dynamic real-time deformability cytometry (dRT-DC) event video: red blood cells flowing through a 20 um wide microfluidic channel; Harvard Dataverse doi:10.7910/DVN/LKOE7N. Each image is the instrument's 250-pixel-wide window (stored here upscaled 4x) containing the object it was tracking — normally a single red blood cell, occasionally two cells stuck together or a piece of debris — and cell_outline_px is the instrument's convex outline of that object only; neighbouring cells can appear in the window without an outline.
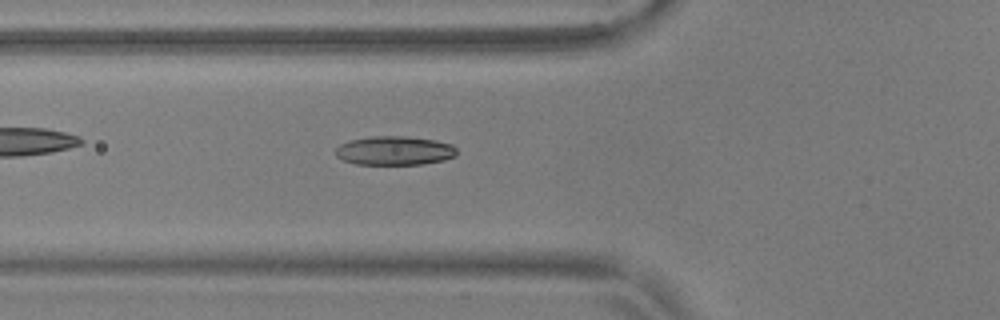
{"species": "common noctule bat (a hibernating species)", "species_latin": "Nyctalus noctula", "temperature_condition": "warm", "stored_images_in_passage": 54, "camera_frame_rate_fps": 3000, "um_per_image_px": 0.085, "animal": {"sex": "male", "body_mass_g": 17.9, "forearm_length_mm": 54.2}, "frame": {"image": 1, "passage_image": 20, "time_ms": 6.333, "image_size_px": [1000, 320], "cell_outline_px": [[456, 156], [444, 160], [424, 164], [356, 164], [344, 160], [336, 156], [336, 148], [340, 144], [348, 140], [372, 136], [408, 136], [436, 140], [452, 144], [456, 148]], "centroid_in_image_um": [33.55, 12.79], "position_along_channel_um": 92.3, "area_um2": 20.58}}
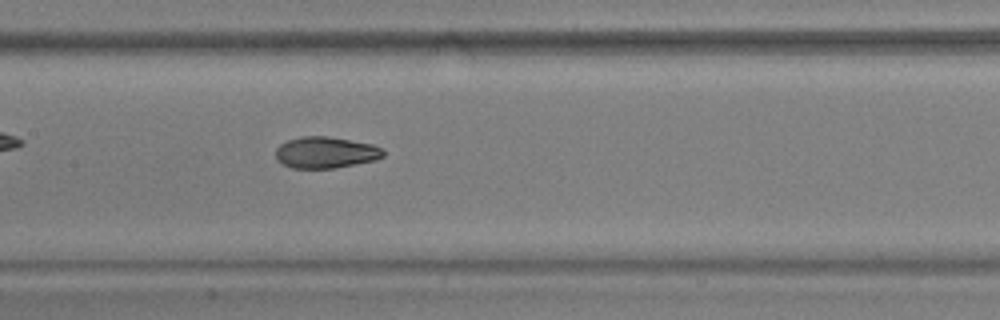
{"frame": {"image": 2, "passage_image": 27, "time_ms": 8.667, "image_size_px": [1000, 320], "cell_outline_px": [[384, 156], [376, 160], [336, 168], [292, 168], [284, 164], [276, 156], [276, 148], [280, 144], [288, 140], [300, 136], [328, 136], [372, 144], [380, 148], [384, 152]], "centroid_in_image_um": [27.69, 12.96], "position_along_channel_um": 179.7, "area_um2": 19.59}}
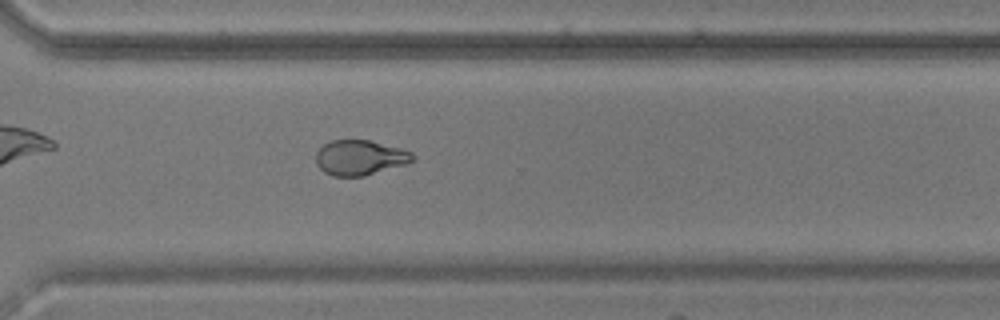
{"frame": {"image": 3, "passage_image": 40, "time_ms": 13.0, "image_size_px": [1000, 320], "cell_outline_px": [[416, 160], [404, 164], [364, 176], [332, 176], [324, 172], [316, 164], [316, 152], [324, 144], [332, 140], [368, 140], [400, 148], [412, 152], [416, 156]], "centroid_in_image_um": [30.59, 13.4], "position_along_channel_um": 340.0, "area_um2": 19.71}, "authors_computed_cell_mechanics": {"area_um2": 20.2589, "velocity_mm_per_s": 3.7013, "shape_relaxation_time_tau1_ms": 4.5708, "shape_relaxation_time_tau2_ms": 2.2115, "deformation_change_tau1": 0.1544, "deformation_change_tau2": 0.0772}}